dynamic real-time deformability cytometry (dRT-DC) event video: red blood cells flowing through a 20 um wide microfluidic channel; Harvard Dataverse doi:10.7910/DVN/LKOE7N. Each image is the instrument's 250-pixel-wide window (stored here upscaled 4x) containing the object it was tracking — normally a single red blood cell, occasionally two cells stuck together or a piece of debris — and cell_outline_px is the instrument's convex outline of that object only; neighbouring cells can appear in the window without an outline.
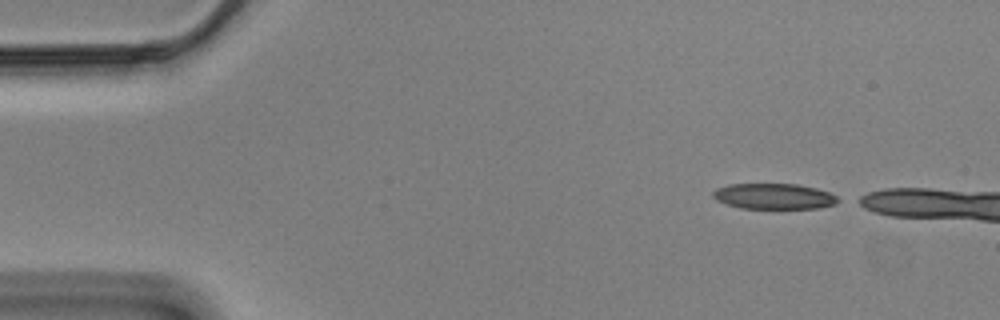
{"species": "Egyptian fruit bat (a non-hibernating species)", "species_latin": "Rousettus aegyptiacus", "temperature_condition": "cold", "stored_images_in_passage": 9, "camera_frame_rate_fps": 3000, "um_per_image_px": 0.085, "animal": {"sex": "male"}, "frame": {"image": 1, "passage_image": 1, "time_ms": 0.0, "image_size_px": [1000, 320], "cell_outline_px": [[844, 200], [836, 204], [820, 208], [740, 208], [716, 200], [712, 196], [712, 192], [716, 188], [728, 184], [796, 184], [816, 188], [828, 192]], "centroid_in_image_um": [65.81, 16.68], "position_along_channel_um": 19.2, "area_um2": 18.79}}